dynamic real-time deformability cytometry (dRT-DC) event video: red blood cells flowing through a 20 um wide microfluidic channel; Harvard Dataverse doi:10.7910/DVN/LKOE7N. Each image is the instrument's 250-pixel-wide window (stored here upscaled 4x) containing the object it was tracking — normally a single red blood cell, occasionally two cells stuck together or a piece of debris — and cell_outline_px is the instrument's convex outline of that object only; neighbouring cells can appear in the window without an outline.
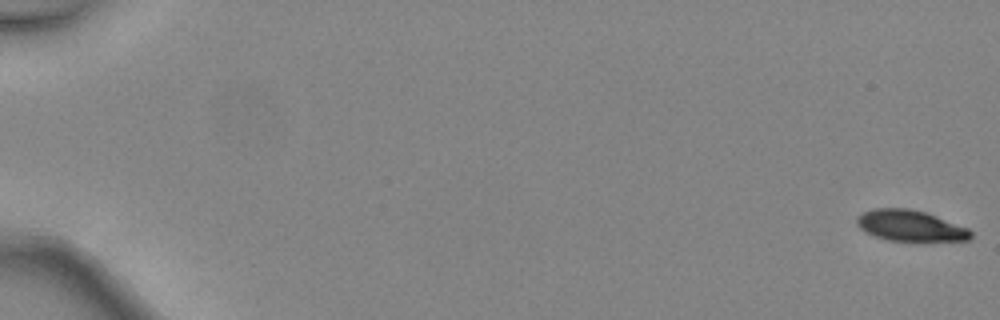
{"species": "common noctule bat (a hibernating species)", "species_latin": "Nyctalus noctula", "temperature_condition": "warm", "stored_images_in_passage": 17, "camera_frame_rate_fps": 3000, "um_per_image_px": 0.085, "animal": {"sex": "female", "body_mass_g": 24.6, "forearm_length_mm": 56.2}, "frame": {"image": 1, "passage_image": 1, "time_ms": 0.0, "image_size_px": [1000, 320], "cell_outline_px": [[972, 236], [968, 240], [888, 240], [876, 236], [860, 228], [856, 224], [856, 216], [872, 208], [908, 208], [924, 212], [936, 216], [968, 228], [972, 232]], "centroid_in_image_um": [77.34, 19.16], "position_along_channel_um": 7.7, "area_um2": 20.17}}